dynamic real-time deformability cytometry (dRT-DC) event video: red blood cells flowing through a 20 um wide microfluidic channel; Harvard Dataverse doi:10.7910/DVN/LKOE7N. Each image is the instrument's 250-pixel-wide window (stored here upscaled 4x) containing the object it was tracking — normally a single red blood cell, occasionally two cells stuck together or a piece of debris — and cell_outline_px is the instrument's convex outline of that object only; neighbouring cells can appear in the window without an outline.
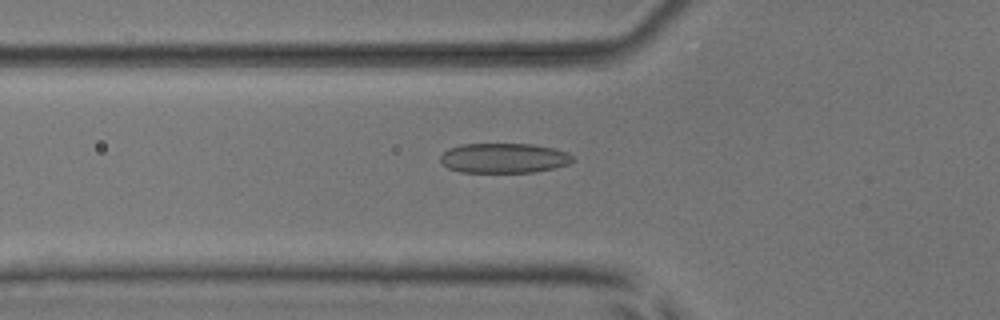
{"species": "common noctule bat (a hibernating species)", "species_latin": "Nyctalus noctula", "temperature_condition": "room temperature", "stored_images_in_passage": 30, "camera_frame_rate_fps": 3000, "um_per_image_px": 0.085, "animal": {"sex": "male", "body_mass_g": 17.9, "forearm_length_mm": 54.2}, "frame": {"image": 1, "passage_image": 4, "time_ms": 1.0, "image_size_px": [1000, 320], "cell_outline_px": [[576, 160], [568, 164], [552, 168], [532, 172], [460, 172], [448, 168], [440, 160], [440, 156], [448, 148], [460, 144], [532, 144], [552, 148], [568, 152]], "centroid_in_image_um": [42.82, 13.43], "position_along_channel_um": 83.0, "area_um2": 23.0}}
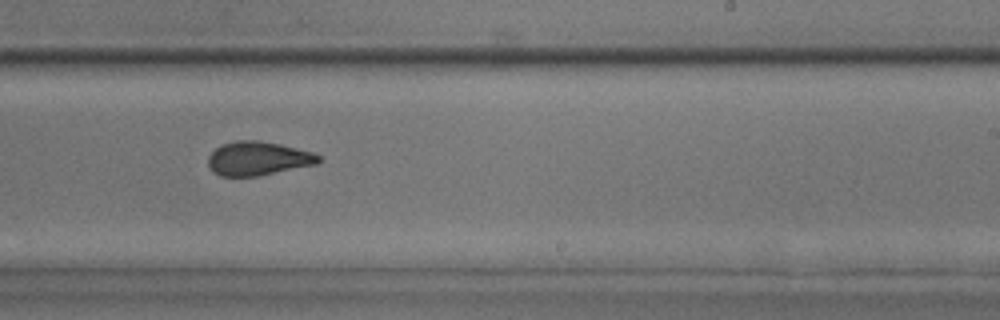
{"frame": {"image": 2, "passage_image": 18, "time_ms": 5.667, "image_size_px": [1000, 320], "cell_outline_px": [[320, 160], [316, 164], [260, 176], [220, 176], [212, 172], [208, 164], [208, 156], [220, 144], [236, 140], [256, 140], [280, 144], [312, 152], [320, 156]], "centroid_in_image_um": [21.89, 13.47], "position_along_channel_um": 267.1, "area_um2": 21.85}}
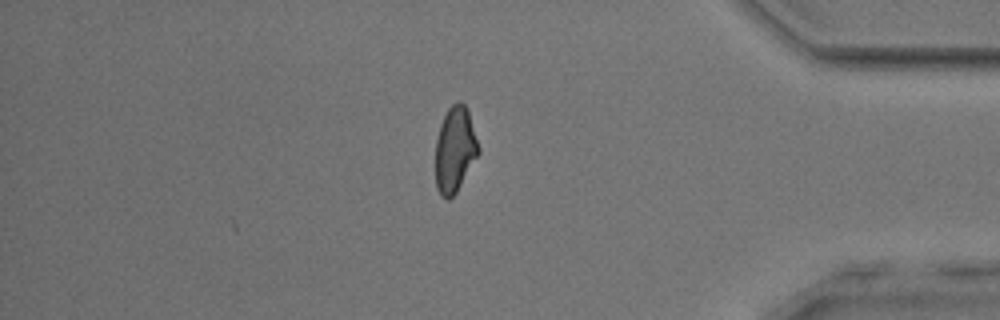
{"frame": {"image": 3, "passage_image": 30, "time_ms": 9.667, "image_size_px": [1000, 320], "cell_outline_px": [[480, 152], [456, 192], [448, 200], [440, 196], [436, 188], [436, 140], [440, 124], [448, 108], [456, 100], [460, 100], [468, 108], [480, 148]], "centroid_in_image_um": [38.67, 12.68], "position_along_channel_um": 396.5, "area_um2": 21.62}, "authors_computed_cell_mechanics": {"area_um2": 22.0218, "velocity_mm_per_s": 3.9495, "shape_relaxation_time_tau1_ms": 6.2545, "shape_relaxation_time_tau2_ms": 1.2484, "deformation_change_tau1": 0.1701, "deformation_change_tau2": 0.0765}}